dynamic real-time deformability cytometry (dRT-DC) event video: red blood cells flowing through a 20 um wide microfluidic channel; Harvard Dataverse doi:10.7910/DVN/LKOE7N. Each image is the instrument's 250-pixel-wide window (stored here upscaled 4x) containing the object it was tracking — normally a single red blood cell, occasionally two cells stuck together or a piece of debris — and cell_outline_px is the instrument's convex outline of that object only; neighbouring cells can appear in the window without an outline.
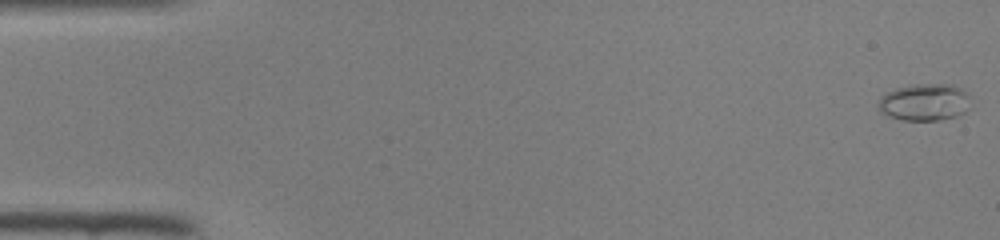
{"species": "common noctule bat (a hibernating species)", "species_latin": "Nyctalus noctula", "temperature_condition": "room temperature", "stored_images_in_passage": 47, "camera_frame_rate_fps": 3000, "um_per_image_px": 0.085, "animal": {"sex": "female", "body_mass_g": 22.0, "forearm_length_mm": 56.7}, "frame": {"image": 1, "passage_image": 1, "time_ms": 0.0, "image_size_px": [1000, 240], "cell_outline_px": [[968, 96], [964, 112], [956, 116], [940, 120], [900, 120], [888, 116], [880, 112], [876, 104], [884, 92], [896, 88], [916, 84], [952, 84], [964, 92]], "centroid_in_image_um": [78.48, 8.69], "position_along_channel_um": 6.5, "area_um2": 19.77}}
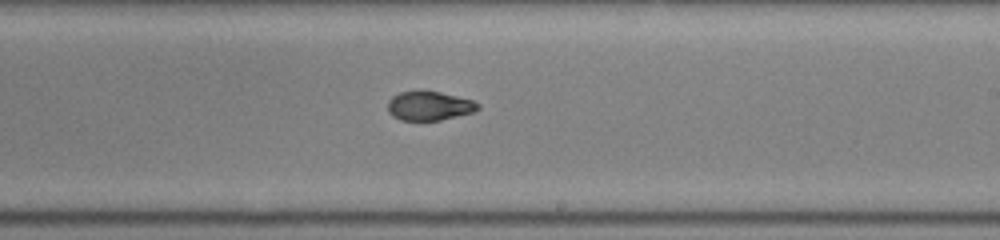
{"frame": {"image": 2, "passage_image": 28, "time_ms": 9.0, "image_size_px": [1000, 240], "cell_outline_px": [[480, 108], [472, 112], [440, 120], [400, 120], [392, 116], [388, 112], [388, 100], [392, 96], [400, 92], [440, 92], [472, 100], [480, 104]], "centroid_in_image_um": [36.47, 9.01], "position_along_channel_um": 252.5, "area_um2": 15.03}}
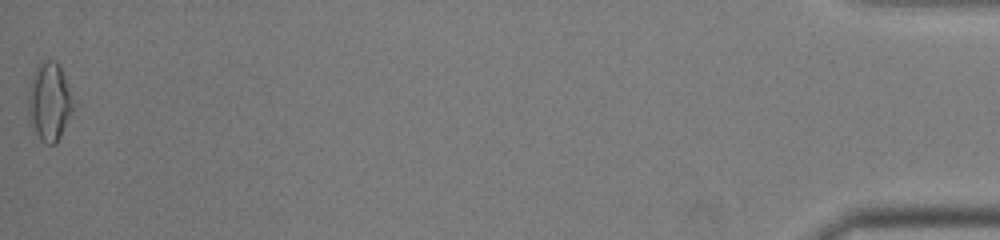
{"frame": {"image": 3, "passage_image": 47, "time_ms": 15.333, "image_size_px": [1000, 240], "cell_outline_px": [[80, 104], [56, 144], [48, 144], [40, 140], [28, 120], [28, 96], [32, 76], [36, 68], [44, 60], [56, 60], [60, 64]], "centroid_in_image_um": [4.31, 8.65], "position_along_channel_um": 430.9, "area_um2": 21.91}}